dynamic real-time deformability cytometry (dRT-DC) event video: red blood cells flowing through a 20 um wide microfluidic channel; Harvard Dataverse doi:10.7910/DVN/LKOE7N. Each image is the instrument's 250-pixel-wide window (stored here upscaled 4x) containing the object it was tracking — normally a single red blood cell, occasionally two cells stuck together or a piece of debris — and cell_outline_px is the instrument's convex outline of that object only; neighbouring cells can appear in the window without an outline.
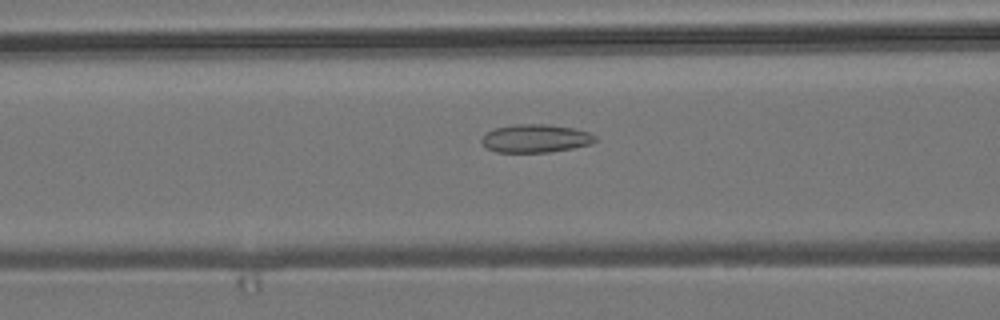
{"species": "common noctule bat (a hibernating species)", "species_latin": "Nyctalus noctula", "temperature_condition": "room temperature", "stored_images_in_passage": 53, "camera_frame_rate_fps": 3000, "um_per_image_px": 0.085, "animal": {"sex": "male", "body_mass_g": 19.2, "forearm_length_mm": 51.8}, "frame": {"image": 1, "passage_image": 21, "time_ms": 6.667, "image_size_px": [1000, 320], "cell_outline_px": [[596, 140], [592, 144], [572, 148], [548, 152], [496, 152], [488, 148], [480, 140], [488, 132], [496, 128], [516, 124], [548, 124], [572, 128], [588, 132], [596, 136]], "centroid_in_image_um": [45.55, 11.76], "position_along_channel_um": 121.1, "area_um2": 18.44}}
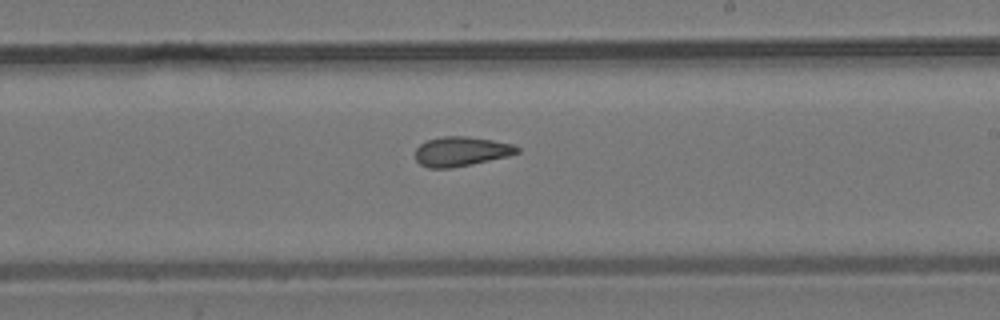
{"frame": {"image": 2, "passage_image": 31, "time_ms": 10.0, "image_size_px": [1000, 320], "cell_outline_px": [[520, 152], [508, 156], [472, 164], [452, 168], [428, 168], [420, 164], [416, 160], [416, 148], [420, 144], [428, 140], [444, 136], [464, 136], [492, 140], [512, 144], [520, 148]], "centroid_in_image_um": [39.2, 12.88], "position_along_channel_um": 249.8, "area_um2": 17.46}}
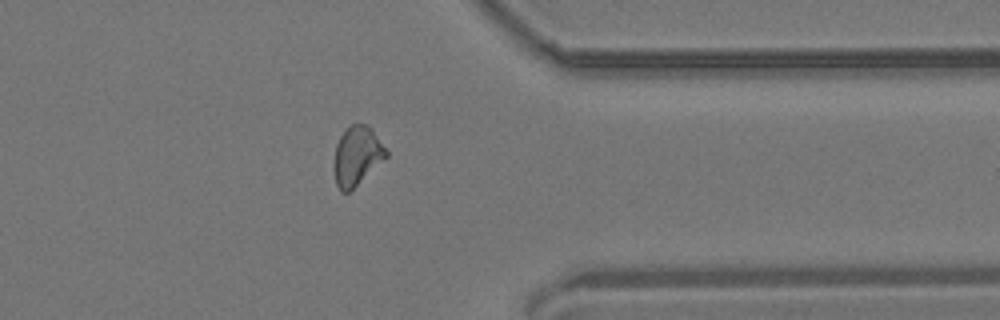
{"frame": {"image": 3, "passage_image": 42, "time_ms": 13.667, "image_size_px": [1000, 320], "cell_outline_px": [[388, 156], [348, 192], [340, 192], [336, 184], [332, 168], [332, 164], [336, 144], [340, 136], [348, 124], [368, 124], [372, 128], [388, 152]], "centroid_in_image_um": [30.3, 13.22], "position_along_channel_um": 381.1, "area_um2": 18.15}, "authors_computed_cell_mechanics": {"area_um2": 18.0914, "velocity_mm_per_s": 3.8599, "shape_relaxation_time_tau1_ms": null, "shape_relaxation_time_tau2_ms": 2.3122, "deformation_change_tau1": null, "deformation_change_tau2": 0.0945}}